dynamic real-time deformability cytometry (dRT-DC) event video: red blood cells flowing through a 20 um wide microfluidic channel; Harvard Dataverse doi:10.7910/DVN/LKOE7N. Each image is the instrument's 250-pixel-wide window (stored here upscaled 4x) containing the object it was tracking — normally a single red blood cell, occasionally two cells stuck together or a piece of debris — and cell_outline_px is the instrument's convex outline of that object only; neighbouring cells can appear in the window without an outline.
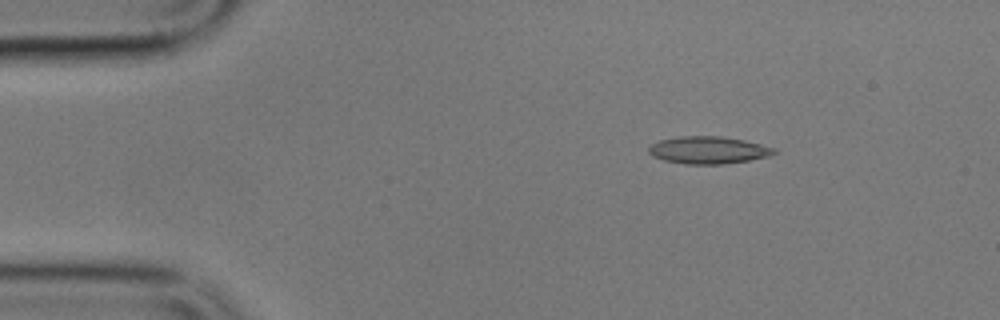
{"species": "common noctule bat (a hibernating species)", "species_latin": "Nyctalus noctula", "temperature_condition": "cold", "stored_images_in_passage": 5, "camera_frame_rate_fps": 3000, "um_per_image_px": 0.085, "animal": {"sex": "male", "body_mass_g": 17.9}, "frame": {"image": 1, "passage_image": 3, "time_ms": 2.333, "image_size_px": [1000, 320], "cell_outline_px": [[780, 152], [772, 156], [748, 160], [720, 164], [684, 164], [664, 160], [652, 156], [648, 152], [648, 148], [652, 144], [660, 140], [680, 136], [720, 136], [744, 140], [776, 148]], "centroid_in_image_um": [60.24, 12.76], "position_along_channel_um": 24.8, "area_um2": 20.06}}